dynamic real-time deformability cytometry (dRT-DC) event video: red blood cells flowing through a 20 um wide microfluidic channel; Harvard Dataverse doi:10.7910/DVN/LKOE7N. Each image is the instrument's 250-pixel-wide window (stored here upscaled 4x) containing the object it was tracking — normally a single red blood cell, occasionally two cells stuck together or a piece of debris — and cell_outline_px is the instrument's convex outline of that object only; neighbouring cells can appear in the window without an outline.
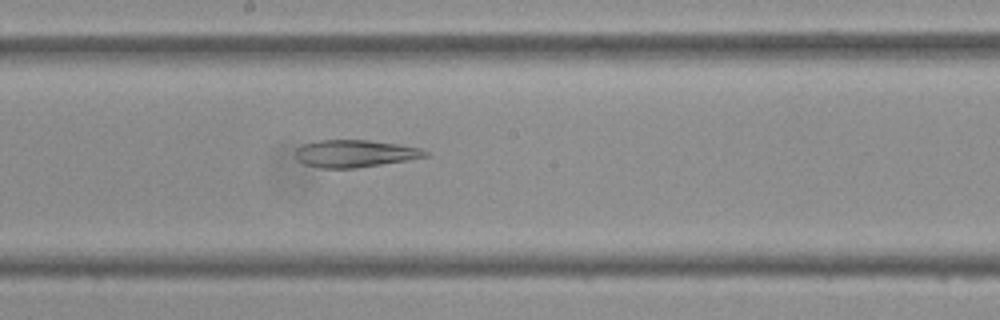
{"species": "Egyptian fruit bat (a non-hibernating species)", "species_latin": "Rousettus aegyptiacus", "temperature_condition": "cold", "stored_images_in_passage": 43, "camera_frame_rate_fps": 3000, "um_per_image_px": 0.085, "frame": {"image": 1, "passage_image": 23, "time_ms": 7.333, "image_size_px": [1000, 320], "cell_outline_px": [[432, 156], [408, 160], [356, 168], [320, 168], [304, 164], [296, 156], [296, 148], [304, 144], [320, 140], [368, 140], [400, 144], [420, 148], [428, 152]], "centroid_in_image_um": [30.22, 13.05], "position_along_channel_um": 218.0, "area_um2": 20.69}}
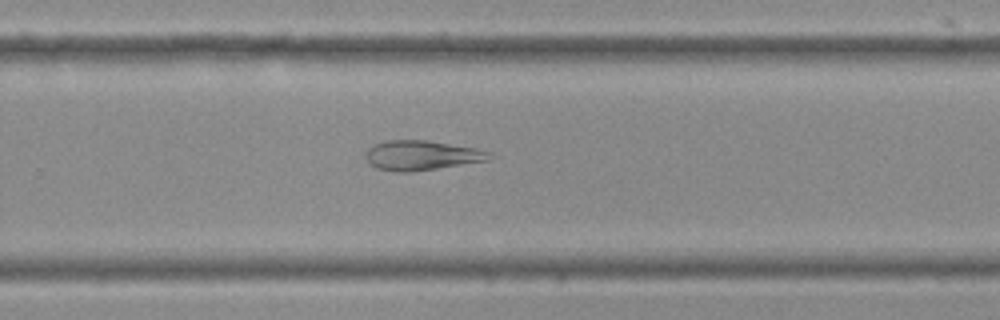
{"frame": {"image": 2, "passage_image": 28, "time_ms": 9.0, "image_size_px": [1000, 320], "cell_outline_px": [[496, 156], [492, 160], [412, 172], [396, 172], [376, 168], [364, 156], [368, 148], [376, 144], [388, 140], [428, 140], [476, 148], [492, 152]], "centroid_in_image_um": [35.92, 13.21], "position_along_channel_um": 293.9, "area_um2": 21.68}}
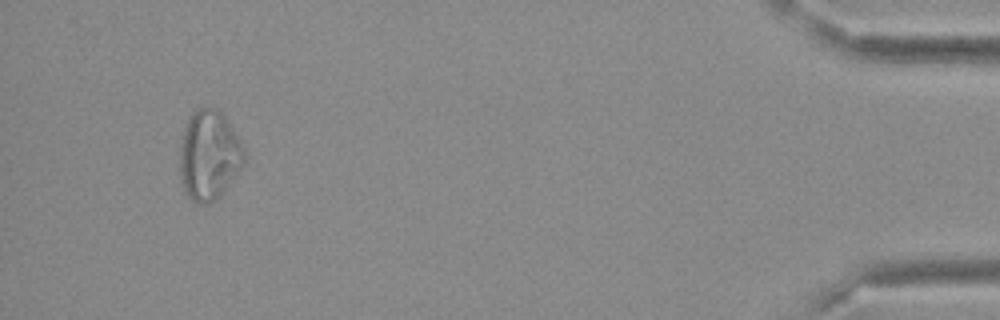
{"frame": {"image": 3, "passage_image": 41, "time_ms": 13.333, "image_size_px": [1000, 320], "cell_outline_px": [[248, 156], [244, 164], [224, 192], [216, 200], [208, 204], [196, 204], [188, 196], [180, 180], [180, 136], [188, 120], [196, 108], [204, 104], [216, 108], [224, 116], [240, 140]], "centroid_in_image_um": [17.77, 13.19], "position_along_channel_um": 417.4, "area_um2": 34.33}}